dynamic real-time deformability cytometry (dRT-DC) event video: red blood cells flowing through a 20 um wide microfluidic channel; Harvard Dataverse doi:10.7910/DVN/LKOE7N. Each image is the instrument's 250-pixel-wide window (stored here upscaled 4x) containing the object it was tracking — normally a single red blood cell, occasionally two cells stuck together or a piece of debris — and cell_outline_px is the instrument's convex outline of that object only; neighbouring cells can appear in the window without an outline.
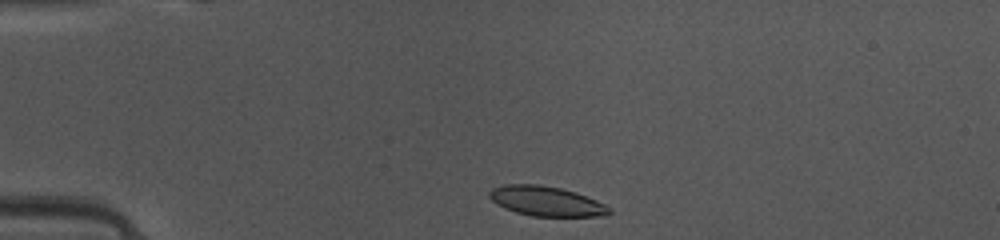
{"species": "common noctule bat (a hibernating species)", "species_latin": "Nyctalus noctula", "temperature_condition": "warm", "stored_images_in_passage": 38, "camera_frame_rate_fps": 3000, "um_per_image_px": 0.085, "animal": {"sex": "female", "body_mass_g": 10.0, "forearm_length_mm": 53.1}, "frame": {"image": 1, "passage_image": 1, "time_ms": 0.0, "image_size_px": [1000, 240], "cell_outline_px": [[612, 212], [596, 216], [532, 216], [516, 212], [504, 208], [496, 204], [488, 196], [488, 192], [492, 188], [504, 184], [536, 184], [560, 188], [576, 192], [596, 200], [612, 208]], "centroid_in_image_um": [46.39, 17.09], "position_along_channel_um": 38.6, "area_um2": 20.75}}
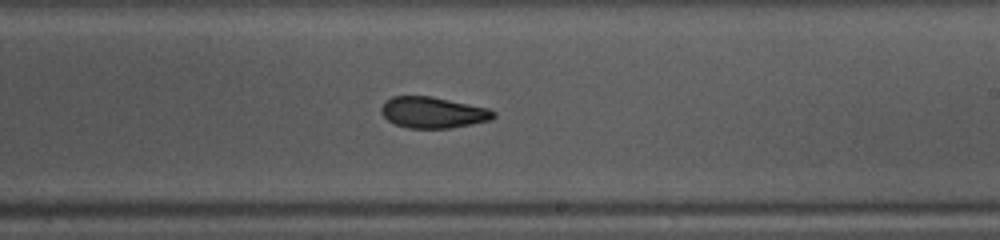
{"frame": {"image": 2, "passage_image": 19, "time_ms": 6.0, "image_size_px": [1000, 240], "cell_outline_px": [[496, 116], [492, 120], [452, 128], [408, 128], [396, 124], [388, 120], [380, 112], [380, 108], [384, 100], [392, 96], [432, 96], [488, 108], [496, 112]], "centroid_in_image_um": [36.8, 9.55], "position_along_channel_um": 252.2, "area_um2": 20.58}}
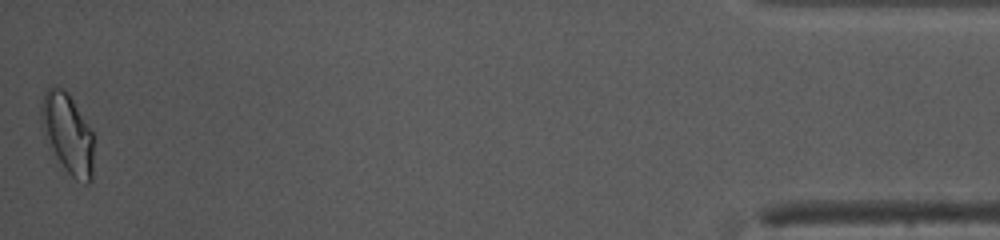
{"frame": {"image": 3, "passage_image": 38, "time_ms": 12.333, "image_size_px": [1000, 240], "cell_outline_px": [[92, 180], [88, 184], [84, 184], [76, 180], [64, 168], [56, 156], [52, 148], [40, 120], [40, 108], [44, 92], [48, 88], [64, 88], [68, 92], [92, 132]], "centroid_in_image_um": [5.75, 11.35], "position_along_channel_um": 429.4, "area_um2": 23.87}, "authors_computed_cell_mechanics": {"area_um2": 20.7502, "velocity_mm_per_s": 4.1228, "shape_relaxation_time_tau1_ms": 4.0015, "shape_relaxation_time_tau2_ms": 2.8924, "deformation_change_tau1": 0.1097, "deformation_change_tau2": 0.066}}